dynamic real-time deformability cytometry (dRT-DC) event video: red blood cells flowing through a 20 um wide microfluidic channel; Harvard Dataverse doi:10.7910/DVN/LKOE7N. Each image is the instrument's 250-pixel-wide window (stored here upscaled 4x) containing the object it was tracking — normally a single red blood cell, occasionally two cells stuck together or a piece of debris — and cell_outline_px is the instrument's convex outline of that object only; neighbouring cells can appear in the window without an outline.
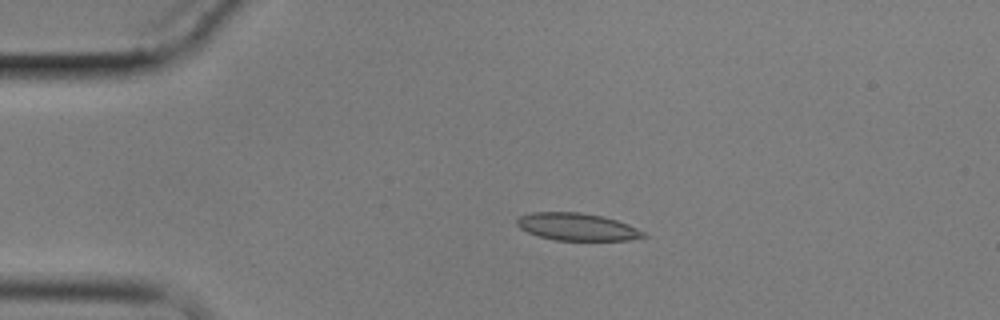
{"species": "common noctule bat (a hibernating species)", "species_latin": "Nyctalus noctula", "temperature_condition": "cold", "stored_images_in_passage": 5, "camera_frame_rate_fps": 3000, "um_per_image_px": 0.085, "animal": {"sex": "male", "body_mass_g": 17.9}, "frame": {"image": 1, "passage_image": 4, "time_ms": 3.333, "image_size_px": [1000, 320], "cell_outline_px": [[648, 236], [628, 240], [556, 240], [540, 236], [528, 232], [520, 228], [516, 224], [516, 220], [520, 216], [532, 212], [580, 212], [600, 216], [616, 220], [628, 224], [644, 232]], "centroid_in_image_um": [49.04, 19.28], "position_along_channel_um": 36.0, "area_um2": 20.0}}